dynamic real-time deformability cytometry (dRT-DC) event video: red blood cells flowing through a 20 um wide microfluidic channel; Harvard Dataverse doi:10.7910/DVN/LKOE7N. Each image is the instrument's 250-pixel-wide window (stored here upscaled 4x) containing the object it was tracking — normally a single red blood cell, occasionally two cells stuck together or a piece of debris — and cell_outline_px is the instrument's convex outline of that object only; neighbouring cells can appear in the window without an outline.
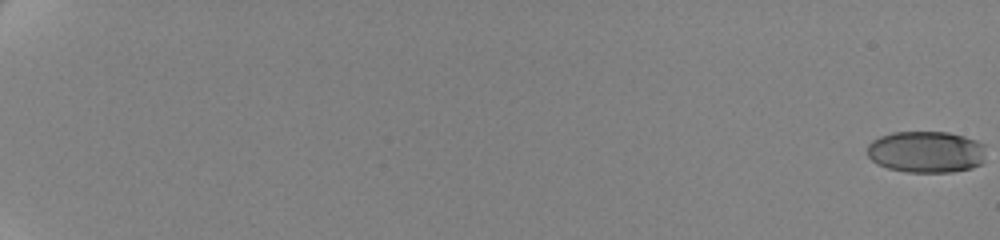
{"species": "human", "species_latin": "Homo sapiens", "temperature_condition": "cold", "stored_images_in_passage": 23, "camera_frame_rate_fps": 3000, "um_per_image_px": 0.085, "donor": {"sex": "female"}, "frame": {"image": 1, "passage_image": 1, "time_ms": 0.0, "image_size_px": [1000, 240], "cell_outline_px": [[984, 160], [980, 164], [972, 168], [952, 172], [908, 172], [888, 168], [876, 164], [868, 156], [868, 144], [872, 140], [880, 136], [892, 132], [948, 132], [964, 136], [976, 140], [984, 144]], "centroid_in_image_um": [78.72, 12.91], "position_along_channel_um": 6.3, "area_um2": 28.96}}
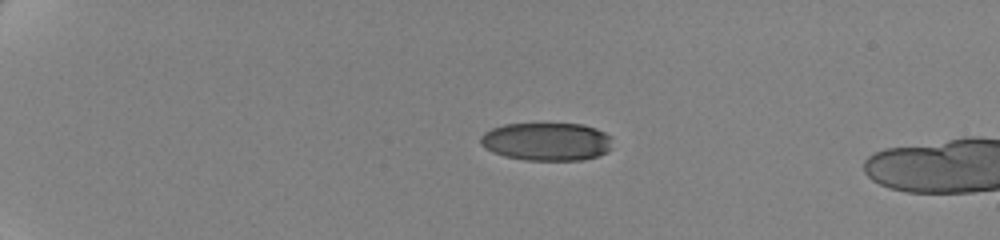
{"frame": {"image": 2, "passage_image": 18, "time_ms": 5.667, "image_size_px": [1000, 240], "cell_outline_px": [[612, 148], [608, 152], [584, 160], [524, 160], [504, 156], [492, 152], [484, 148], [480, 144], [480, 136], [484, 132], [492, 128], [504, 124], [584, 124], [596, 128], [612, 136]], "centroid_in_image_um": [46.48, 12.04], "position_along_channel_um": 38.5, "area_um2": 29.65}}